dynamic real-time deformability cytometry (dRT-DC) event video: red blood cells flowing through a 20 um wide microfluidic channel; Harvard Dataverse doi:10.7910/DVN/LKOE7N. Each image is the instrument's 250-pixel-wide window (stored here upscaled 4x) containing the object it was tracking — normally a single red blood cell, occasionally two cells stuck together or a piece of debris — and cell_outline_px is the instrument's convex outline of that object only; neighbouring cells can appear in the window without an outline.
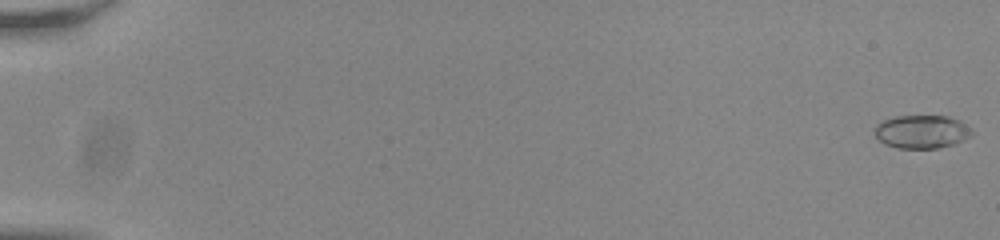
{"species": "common noctule bat (a hibernating species)", "species_latin": "Nyctalus noctula", "temperature_condition": "room temperature", "stored_images_in_passage": 56, "camera_frame_rate_fps": 3000, "um_per_image_px": 0.085, "animal": {"sex": "male", "body_mass_g": 20.0, "forearm_length_mm": 53.3}, "frame": {"image": 1, "passage_image": 1, "time_ms": 0.0, "image_size_px": [1000, 240], "cell_outline_px": [[972, 136], [956, 144], [940, 148], [896, 148], [884, 144], [876, 136], [876, 124], [884, 120], [896, 116], [948, 116], [960, 120], [972, 132]], "centroid_in_image_um": [78.36, 11.2], "position_along_channel_um": 6.6, "area_um2": 18.84}}
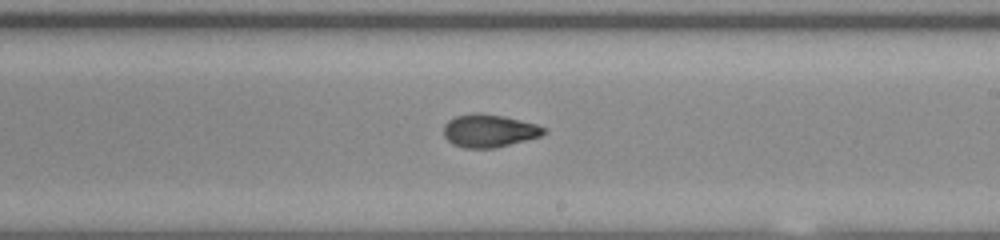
{"frame": {"image": 2, "passage_image": 35, "time_ms": 11.333, "image_size_px": [1000, 240], "cell_outline_px": [[548, 132], [540, 136], [492, 148], [464, 148], [452, 144], [444, 136], [444, 124], [448, 120], [456, 116], [476, 112], [480, 112], [504, 116], [536, 124], [544, 128]], "centroid_in_image_um": [41.54, 11.1], "position_along_channel_um": 247.5, "area_um2": 19.07}}
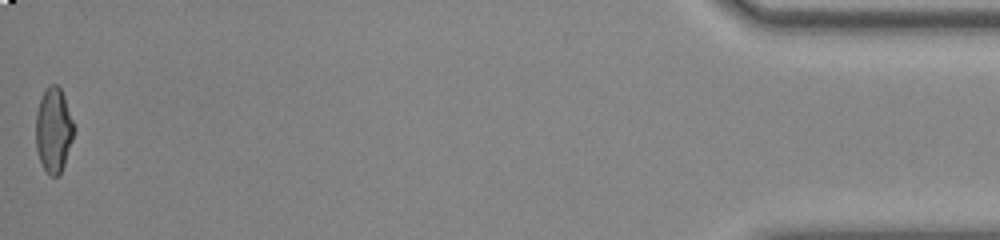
{"frame": {"image": 3, "passage_image": 56, "time_ms": 18.333, "image_size_px": [1000, 240], "cell_outline_px": [[76, 128], [64, 164], [60, 172], [56, 176], [52, 176], [44, 168], [40, 160], [36, 148], [36, 112], [40, 100], [48, 84], [56, 84], [60, 88], [64, 96]], "centroid_in_image_um": [4.56, 11.02], "position_along_channel_um": 430.6, "area_um2": 18.67}, "authors_computed_cell_mechanics": {"area_um2": 18.9006, "velocity_mm_per_s": 3.8249, "shape_relaxation_time_tau1_ms": 6.9953, "shape_relaxation_time_tau2_ms": 1.5832, "deformation_change_tau1": 0.2072, "deformation_change_tau2": 0.0635}}